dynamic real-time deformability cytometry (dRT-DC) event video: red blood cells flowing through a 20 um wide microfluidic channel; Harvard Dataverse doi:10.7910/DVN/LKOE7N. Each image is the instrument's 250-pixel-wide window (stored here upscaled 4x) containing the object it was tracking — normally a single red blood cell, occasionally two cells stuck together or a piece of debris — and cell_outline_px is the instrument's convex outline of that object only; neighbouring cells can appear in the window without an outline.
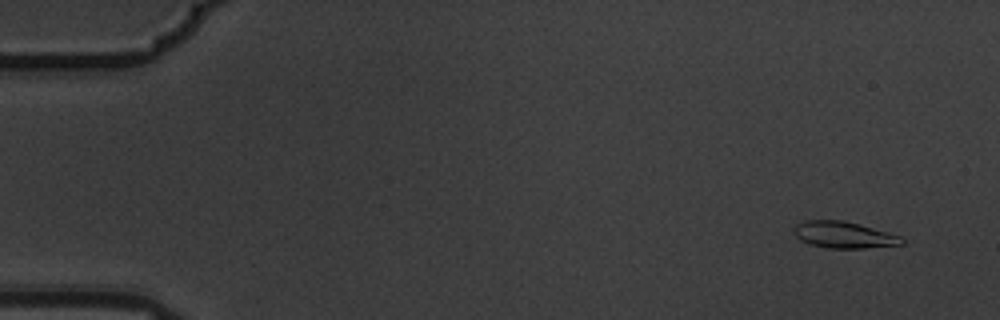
{"species": "common noctule bat (a hibernating species)", "species_latin": "Nyctalus noctula", "temperature_condition": "warm", "stored_images_in_passage": 6, "camera_frame_rate_fps": 3000, "um_per_image_px": 0.085, "animal": {"sex": "male", "body_mass_g": 19.5, "forearm_length_mm": 54.6}, "frame": {"image": 1, "passage_image": 2, "time_ms": 0.333, "image_size_px": [1000, 320], "cell_outline_px": [[904, 244], [864, 248], [828, 248], [812, 244], [800, 240], [792, 232], [792, 228], [796, 224], [804, 220], [844, 220], [888, 232], [900, 236], [904, 240]], "centroid_in_image_um": [71.69, 19.95], "position_along_channel_um": 13.3, "area_um2": 16.7}}
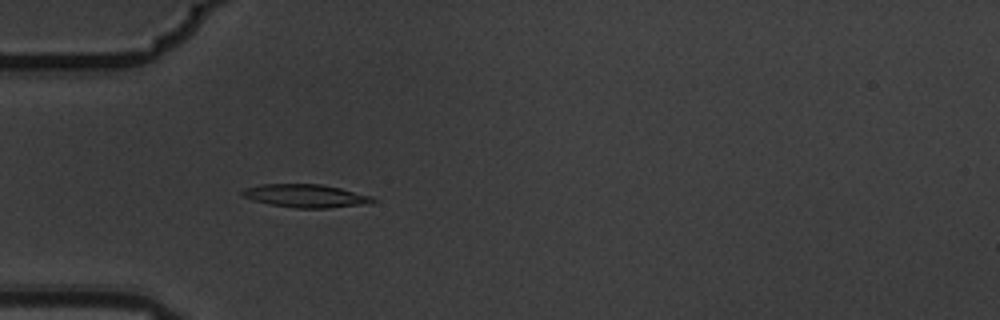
{"frame": {"image": 2, "passage_image": 6, "time_ms": 1.667, "image_size_px": [1000, 320], "cell_outline_px": [[376, 200], [360, 204], [328, 208], [296, 208], [268, 204], [244, 196], [240, 192], [244, 188], [260, 184], [320, 184], [340, 188], [372, 196]], "centroid_in_image_um": [25.93, 16.64], "position_along_channel_um": 59.1, "area_um2": 17.28}}